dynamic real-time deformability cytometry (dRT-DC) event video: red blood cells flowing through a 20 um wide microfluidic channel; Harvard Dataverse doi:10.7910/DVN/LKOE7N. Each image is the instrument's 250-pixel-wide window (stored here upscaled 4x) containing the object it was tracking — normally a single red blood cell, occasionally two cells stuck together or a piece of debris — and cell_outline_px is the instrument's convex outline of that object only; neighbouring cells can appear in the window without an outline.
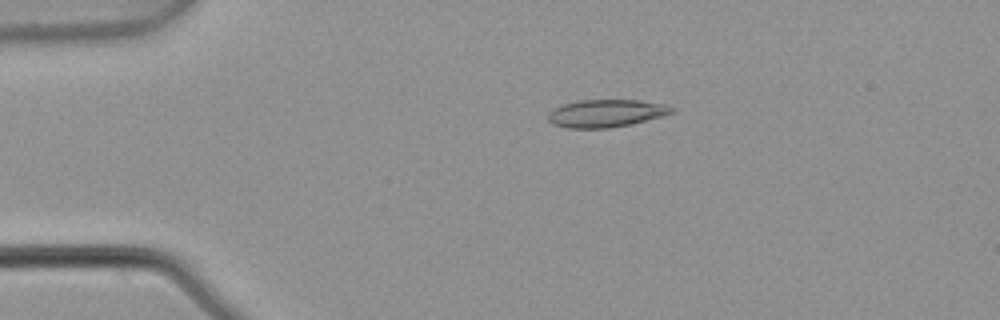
{"species": "common noctule bat (a hibernating species)", "species_latin": "Nyctalus noctula", "temperature_condition": "warm", "stored_images_in_passage": 5, "camera_frame_rate_fps": 3000, "um_per_image_px": 0.085, "animal": {"sex": "male", "body_mass_g": 21.5, "forearm_length_mm": 52.0}, "frame": {"image": 1, "passage_image": 3, "time_ms": 0.667, "image_size_px": [1000, 320], "cell_outline_px": [[676, 112], [632, 124], [612, 128], [568, 128], [552, 124], [548, 120], [548, 112], [564, 104], [580, 100], [636, 100], [664, 104], [676, 108]], "centroid_in_image_um": [51.54, 9.64], "position_along_channel_um": 33.5, "area_um2": 19.94}}
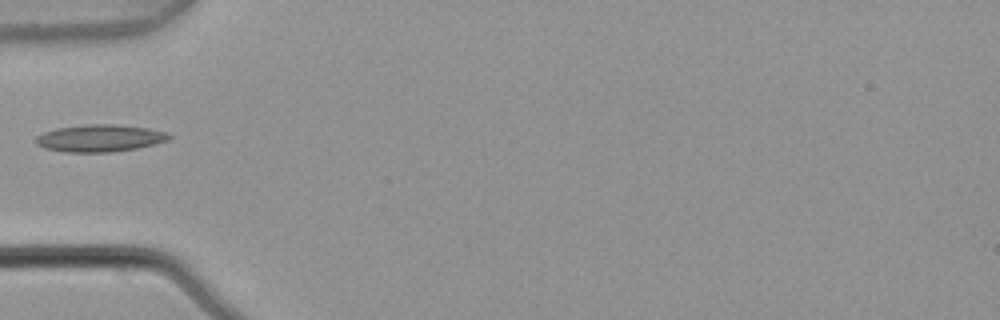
{"frame": {"image": 2, "passage_image": 5, "time_ms": 1.333, "image_size_px": [1000, 320], "cell_outline_px": [[172, 136], [168, 140], [136, 148], [108, 152], [68, 152], [44, 148], [36, 144], [36, 136], [44, 132], [56, 128], [88, 124], [116, 124], [148, 128], [168, 132]], "centroid_in_image_um": [8.48, 11.73], "position_along_channel_um": 76.5, "area_um2": 20.98}}